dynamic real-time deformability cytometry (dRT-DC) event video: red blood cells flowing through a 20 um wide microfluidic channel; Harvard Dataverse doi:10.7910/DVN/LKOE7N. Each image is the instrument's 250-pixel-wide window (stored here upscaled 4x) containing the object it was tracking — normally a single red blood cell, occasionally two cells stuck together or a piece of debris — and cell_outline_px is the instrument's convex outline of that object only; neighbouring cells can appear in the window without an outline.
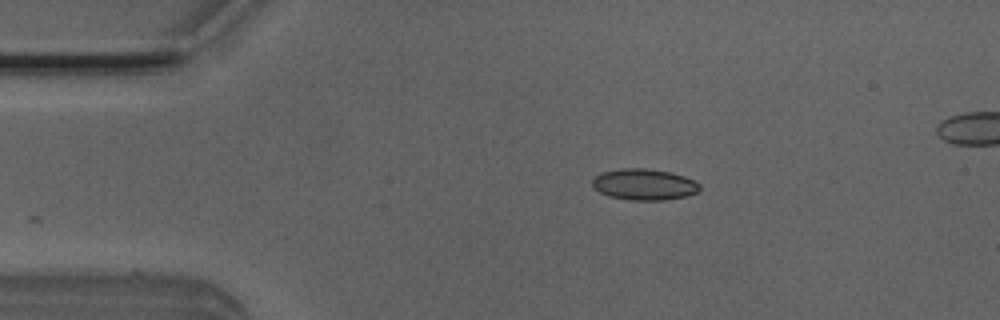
{"species": "Egyptian fruit bat (a non-hibernating species)", "species_latin": "Rousettus aegyptiacus", "temperature_condition": "room temperature", "stored_images_in_passage": 33, "camera_frame_rate_fps": 3000, "um_per_image_px": 0.085, "animal": {"sex": "male"}, "frame": {"image": 1, "passage_image": 1, "time_ms": 0.0, "image_size_px": [1000, 320], "cell_outline_px": [[700, 188], [696, 192], [688, 196], [664, 200], [628, 200], [608, 196], [600, 192], [592, 184], [592, 180], [596, 176], [604, 172], [620, 168], [644, 168], [668, 172], [684, 176], [696, 180], [700, 184]], "centroid_in_image_um": [54.78, 15.68], "position_along_channel_um": 30.2, "area_um2": 19.48}}
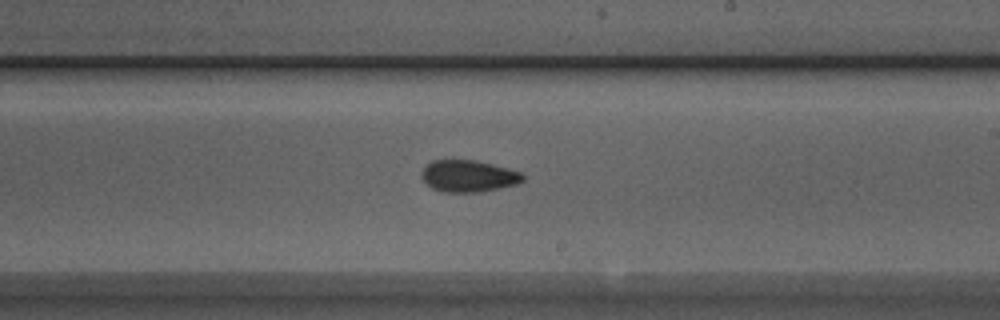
{"frame": {"image": 2, "passage_image": 21, "time_ms": 6.667, "image_size_px": [1000, 320], "cell_outline_px": [[524, 180], [516, 184], [480, 192], [444, 192], [432, 188], [420, 176], [420, 172], [432, 160], [476, 160], [508, 168], [520, 172], [524, 176]], "centroid_in_image_um": [39.8, 14.96], "position_along_channel_um": 249.2, "area_um2": 18.67}}
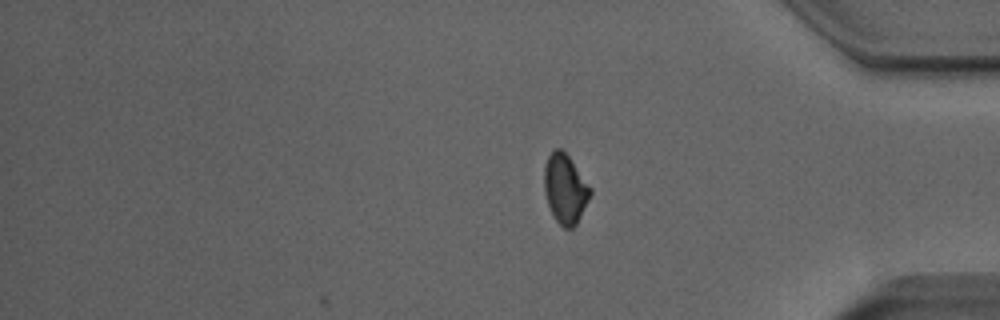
{"frame": {"image": 3, "passage_image": 33, "time_ms": 10.667, "image_size_px": [1000, 320], "cell_outline_px": [[592, 192], [576, 224], [572, 228], [564, 228], [556, 220], [548, 204], [544, 192], [544, 168], [548, 156], [556, 148], [560, 148], [568, 156], [592, 188]], "centroid_in_image_um": [48.03, 16.04], "position_along_channel_um": 387.2, "area_um2": 18.32}, "authors_computed_cell_mechanics": {"area_um2": 19.1318, "velocity_mm_per_s": 3.9743, "shape_relaxation_time_tau1_ms": 4.4471, "shape_relaxation_time_tau2_ms": 1.9003, "deformation_change_tau1": 0.0967, "deformation_change_tau2": 0.0695}}